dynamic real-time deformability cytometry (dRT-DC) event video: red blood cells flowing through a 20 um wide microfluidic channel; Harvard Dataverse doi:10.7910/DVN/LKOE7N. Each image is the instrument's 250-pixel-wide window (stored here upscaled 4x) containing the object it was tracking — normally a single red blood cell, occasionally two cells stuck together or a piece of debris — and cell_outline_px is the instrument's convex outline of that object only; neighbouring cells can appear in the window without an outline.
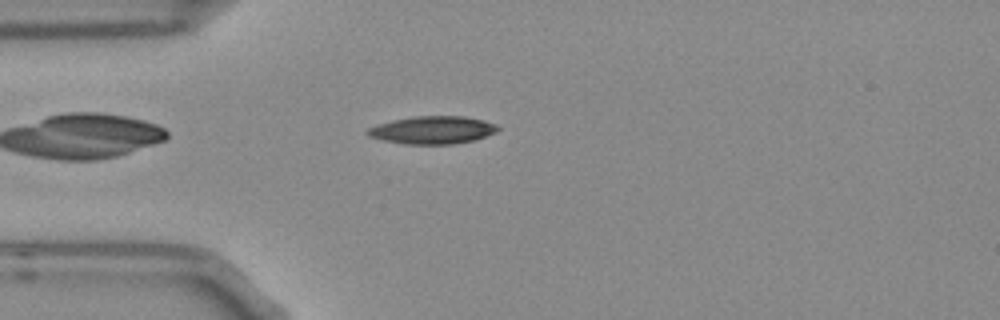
{"species": "Egyptian fruit bat (a non-hibernating species)", "species_latin": "Rousettus aegyptiacus", "temperature_condition": "room temperature", "stored_images_in_passage": 4, "camera_frame_rate_fps": 3000, "um_per_image_px": 0.085, "frame": {"image": 1, "passage_image": 4, "time_ms": 1.0, "image_size_px": [1000, 320], "cell_outline_px": [[500, 128], [496, 132], [476, 140], [452, 144], [404, 144], [380, 140], [368, 136], [364, 132], [368, 128], [392, 120], [416, 116], [464, 116], [484, 120], [496, 124]], "centroid_in_image_um": [36.77, 11.06], "position_along_channel_um": 48.2, "area_um2": 21.21}}